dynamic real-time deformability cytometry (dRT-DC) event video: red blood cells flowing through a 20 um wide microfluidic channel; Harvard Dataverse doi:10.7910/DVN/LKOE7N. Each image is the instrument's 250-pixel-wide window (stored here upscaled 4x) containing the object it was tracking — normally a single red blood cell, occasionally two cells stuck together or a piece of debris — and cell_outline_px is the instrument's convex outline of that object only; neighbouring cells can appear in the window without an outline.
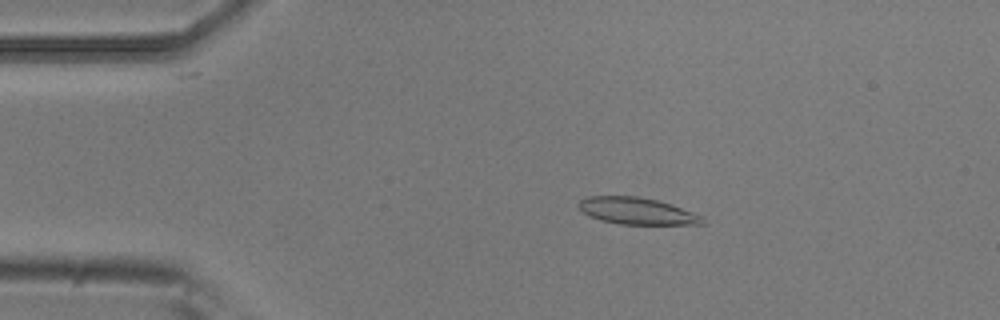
{"species": "common noctule bat (a hibernating species)", "species_latin": "Nyctalus noctula", "temperature_condition": "room temperature", "stored_images_in_passage": 5, "camera_frame_rate_fps": 3000, "um_per_image_px": 0.085, "animal": {"sex": "male", "body_mass_g": 20.5, "forearm_length_mm": 52.5}, "frame": {"image": 1, "passage_image": 2, "time_ms": 0.333, "image_size_px": [1000, 320], "cell_outline_px": [[708, 224], [620, 224], [600, 220], [588, 216], [576, 204], [580, 200], [588, 196], [636, 196], [656, 200], [704, 216]], "centroid_in_image_um": [54.13, 17.94], "position_along_channel_um": 30.9, "area_um2": 19.25}}
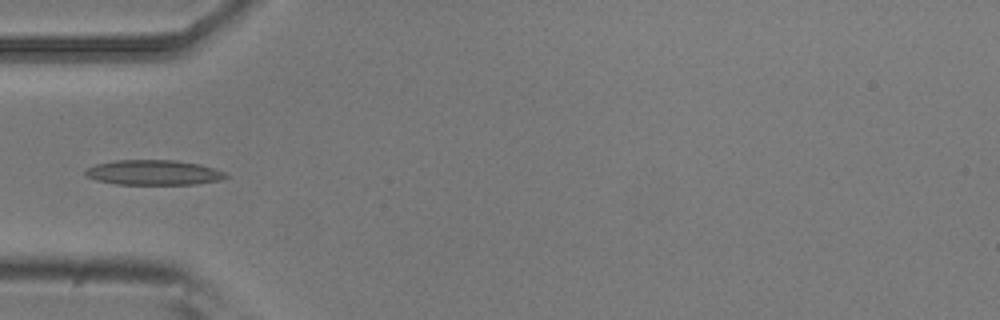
{"frame": {"image": 2, "passage_image": 4, "time_ms": 1.0, "image_size_px": [1000, 320], "cell_outline_px": [[228, 176], [220, 180], [196, 184], [116, 184], [96, 180], [88, 176], [84, 172], [88, 168], [96, 164], [116, 160], [176, 160], [200, 164], [224, 172]], "centroid_in_image_um": [13.06, 14.66], "position_along_channel_um": 71.9, "area_um2": 20.29}}
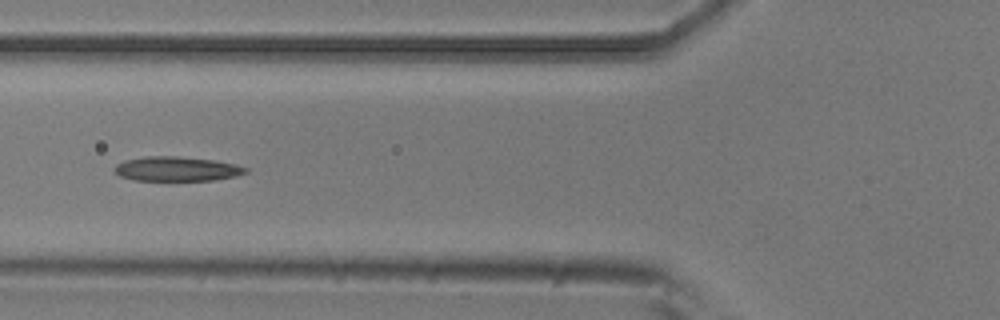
{"frame": {"image": 3, "passage_image": 5, "time_ms": 1.333, "image_size_px": [1000, 320], "cell_outline_px": [[248, 172], [236, 176], [216, 180], [132, 180], [120, 176], [112, 168], [116, 164], [124, 160], [144, 156], [176, 156], [216, 160], [236, 164], [248, 168]], "centroid_in_image_um": [15.03, 14.35], "position_along_channel_um": 110.8, "area_um2": 18.9}}